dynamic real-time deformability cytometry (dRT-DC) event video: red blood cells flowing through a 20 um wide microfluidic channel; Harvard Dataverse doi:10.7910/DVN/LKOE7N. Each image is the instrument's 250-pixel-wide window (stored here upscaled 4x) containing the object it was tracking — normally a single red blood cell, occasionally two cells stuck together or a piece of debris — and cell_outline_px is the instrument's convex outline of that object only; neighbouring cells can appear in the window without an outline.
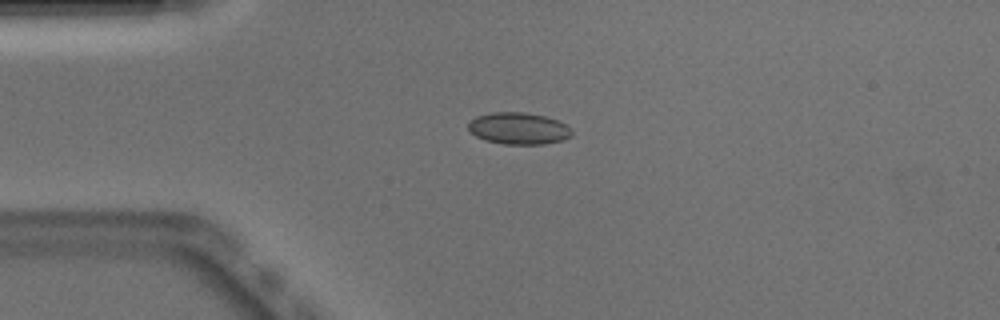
{"species": "Egyptian fruit bat (a non-hibernating species)", "species_latin": "Rousettus aegyptiacus", "temperature_condition": "warm", "stored_images_in_passage": 40, "camera_frame_rate_fps": 3000, "um_per_image_px": 0.085, "animal": {"sex": "male"}, "frame": {"image": 1, "passage_image": 1, "time_ms": 0.0, "image_size_px": [1000, 320], "cell_outline_px": [[572, 136], [564, 140], [544, 144], [504, 144], [484, 140], [476, 136], [468, 128], [468, 124], [476, 116], [492, 112], [524, 112], [544, 116], [556, 120], [572, 128]], "centroid_in_image_um": [44.1, 10.92], "position_along_channel_um": 40.9, "area_um2": 19.19}}
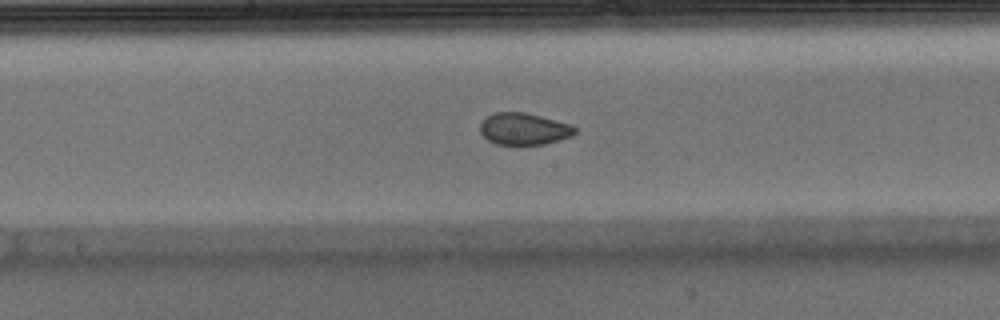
{"frame": {"image": 2, "passage_image": 15, "time_ms": 4.667, "image_size_px": [1000, 320], "cell_outline_px": [[576, 132], [572, 136], [544, 144], [496, 144], [488, 140], [480, 132], [480, 124], [492, 112], [524, 112], [572, 124], [576, 128]], "centroid_in_image_um": [44.54, 10.95], "position_along_channel_um": 203.7, "area_um2": 17.51}}
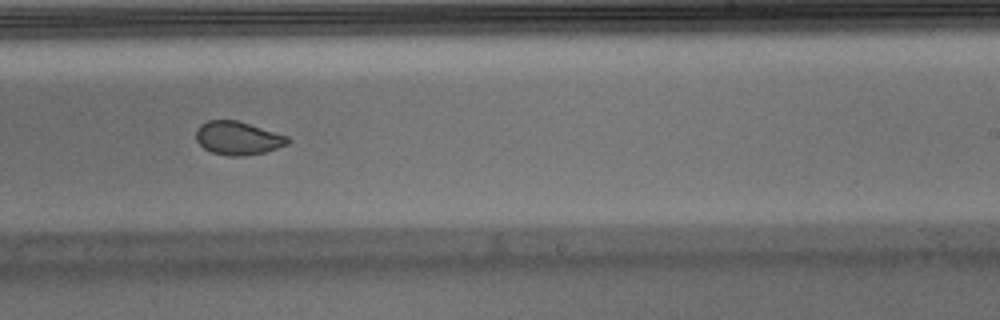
{"frame": {"image": 3, "passage_image": 20, "time_ms": 6.333, "image_size_px": [1000, 320], "cell_outline_px": [[292, 140], [288, 144], [264, 152], [244, 156], [228, 156], [212, 152], [204, 148], [196, 140], [196, 128], [200, 124], [208, 120], [236, 120], [288, 136]], "centroid_in_image_um": [20.21, 11.74], "position_along_channel_um": 268.8, "area_um2": 17.8}, "authors_computed_cell_mechanics": {"area_um2": 18.6116, "velocity_mm_per_s": 3.9219, "shape_relaxation_time_tau1_ms": null, "shape_relaxation_time_tau2_ms": 0.9142, "deformation_change_tau1": null, "deformation_change_tau2": 0.0496}}